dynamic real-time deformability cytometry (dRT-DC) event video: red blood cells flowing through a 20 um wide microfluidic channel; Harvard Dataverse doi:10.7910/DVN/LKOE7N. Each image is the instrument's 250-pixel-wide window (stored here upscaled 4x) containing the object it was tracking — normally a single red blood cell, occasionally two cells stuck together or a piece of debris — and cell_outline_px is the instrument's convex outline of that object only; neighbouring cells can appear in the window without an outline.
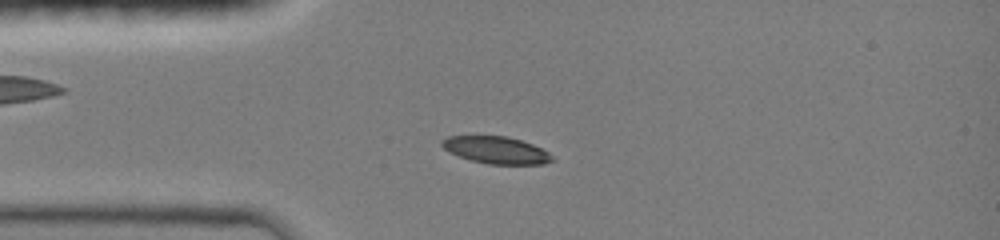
{"species": "common noctule bat (a hibernating species)", "species_latin": "Nyctalus noctula", "temperature_condition": "room temperature", "stored_images_in_passage": 37, "camera_frame_rate_fps": 3000, "um_per_image_px": 0.085, "animal": {"sex": "female", "body_mass_g": 19.0, "forearm_length_mm": 51.5}, "frame": {"image": 1, "passage_image": 7, "time_ms": 2.667, "image_size_px": [1000, 240], "cell_outline_px": [[556, 160], [544, 164], [488, 164], [472, 160], [460, 156], [444, 148], [440, 144], [440, 140], [448, 136], [504, 136], [520, 140], [532, 144], [548, 152]], "centroid_in_image_um": [42.19, 12.76], "position_along_channel_um": 42.8, "area_um2": 17.22}}
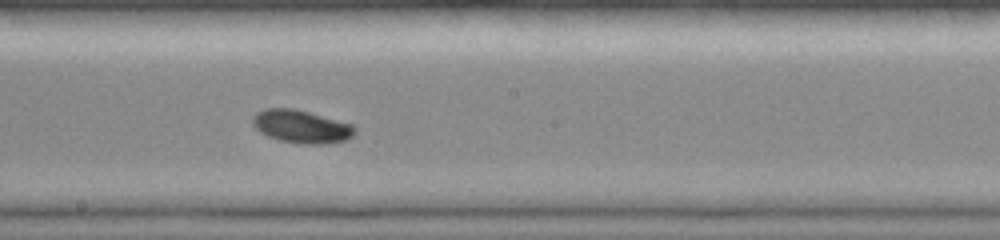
{"frame": {"image": 2, "passage_image": 20, "time_ms": 7.333, "image_size_px": [1000, 240], "cell_outline_px": [[356, 132], [348, 140], [328, 144], [304, 144], [280, 140], [268, 136], [260, 132], [252, 124], [252, 116], [256, 112], [264, 108], [292, 108], [308, 112], [352, 124], [356, 128]], "centroid_in_image_um": [25.61, 10.76], "position_along_channel_um": 222.6, "area_um2": 19.71}}
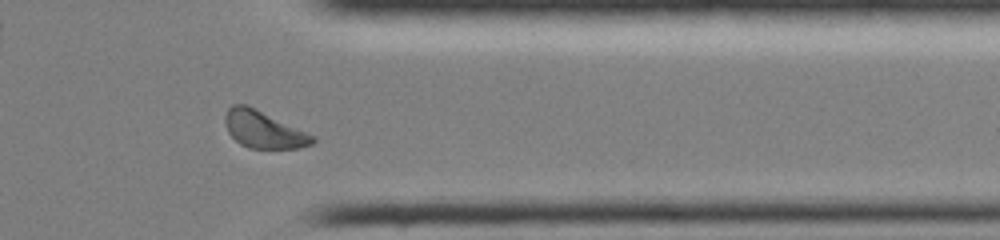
{"frame": {"image": 3, "passage_image": 31, "time_ms": 11.333, "image_size_px": [1000, 240], "cell_outline_px": [[316, 140], [312, 144], [300, 148], [248, 148], [240, 144], [228, 132], [224, 120], [224, 116], [228, 108], [232, 104], [248, 104], [316, 136]], "centroid_in_image_um": [22.41, 10.99], "position_along_channel_um": 389.0, "area_um2": 19.13}, "authors_computed_cell_mechanics": {"area_um2": 18.5538, "velocity_mm_per_s": 4.1511, "shape_relaxation_time_tau1_ms": 3.5081, "shape_relaxation_time_tau2_ms": null, "deformation_change_tau1": 0.1054, "deformation_change_tau2": null}}